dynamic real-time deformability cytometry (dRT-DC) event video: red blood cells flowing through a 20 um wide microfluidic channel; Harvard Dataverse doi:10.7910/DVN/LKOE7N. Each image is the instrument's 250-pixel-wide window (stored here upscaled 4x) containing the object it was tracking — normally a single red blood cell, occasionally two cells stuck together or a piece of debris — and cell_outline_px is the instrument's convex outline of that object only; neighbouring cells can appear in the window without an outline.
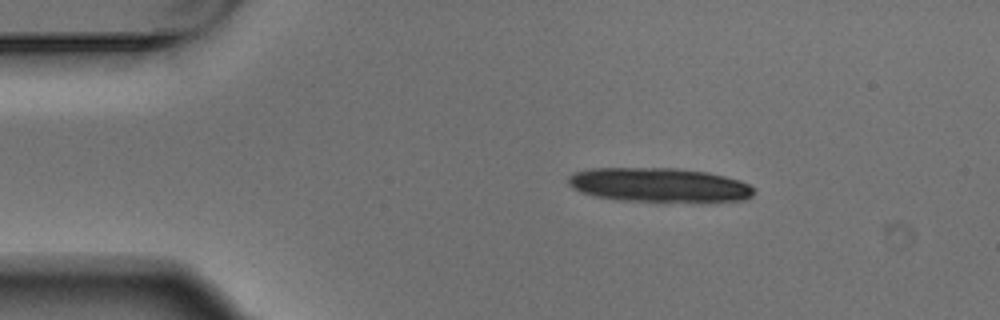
{"species": "Egyptian fruit bat (a non-hibernating species)", "species_latin": "Rousettus aegyptiacus", "temperature_condition": "warm", "stored_images_in_passage": 2, "camera_frame_rate_fps": 3000, "um_per_image_px": 0.085, "animal": {"sex": "male"}, "frame": {"image": 1, "passage_image": 1, "time_ms": 0.0, "image_size_px": [1000, 320], "cell_outline_px": [[756, 192], [752, 196], [744, 200], [616, 200], [596, 196], [572, 188], [568, 184], [568, 176], [572, 172], [588, 168], [676, 168], [708, 172], [740, 180], [756, 188]], "centroid_in_image_um": [55.99, 15.69], "position_along_channel_um": 29.0, "area_um2": 36.53}}